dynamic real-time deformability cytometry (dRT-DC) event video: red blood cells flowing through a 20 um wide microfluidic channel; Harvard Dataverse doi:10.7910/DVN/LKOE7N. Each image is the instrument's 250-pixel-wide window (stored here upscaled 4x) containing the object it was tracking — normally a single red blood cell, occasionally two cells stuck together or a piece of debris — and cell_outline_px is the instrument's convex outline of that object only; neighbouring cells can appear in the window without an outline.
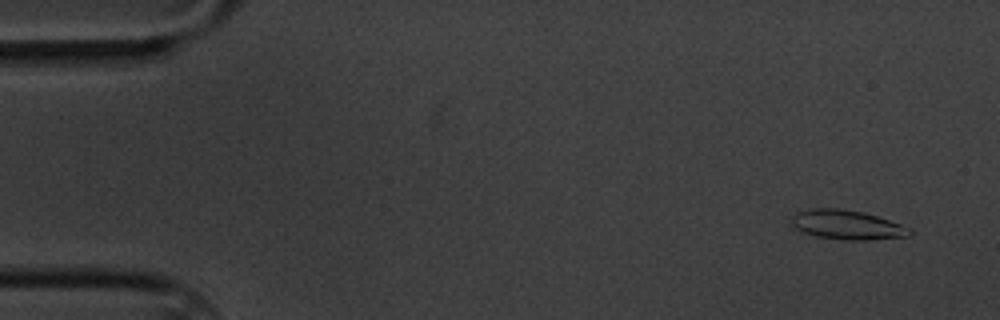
{"species": "common noctule bat (a hibernating species)", "species_latin": "Nyctalus noctula", "temperature_condition": "cold", "stored_images_in_passage": 4, "camera_frame_rate_fps": 3000, "um_per_image_px": 0.085, "animal": {"sex": "male", "body_mass_g": 20.1, "forearm_length_mm": 53.5}, "frame": {"image": 1, "passage_image": 1, "time_ms": 0.0, "image_size_px": [1000, 320], "cell_outline_px": [[912, 232], [908, 236], [868, 240], [848, 240], [816, 236], [804, 232], [796, 228], [792, 224], [792, 216], [796, 212], [808, 208], [840, 208], [864, 212], [912, 228]], "centroid_in_image_um": [71.99, 19.1], "position_along_channel_um": 13.0, "area_um2": 20.17}}